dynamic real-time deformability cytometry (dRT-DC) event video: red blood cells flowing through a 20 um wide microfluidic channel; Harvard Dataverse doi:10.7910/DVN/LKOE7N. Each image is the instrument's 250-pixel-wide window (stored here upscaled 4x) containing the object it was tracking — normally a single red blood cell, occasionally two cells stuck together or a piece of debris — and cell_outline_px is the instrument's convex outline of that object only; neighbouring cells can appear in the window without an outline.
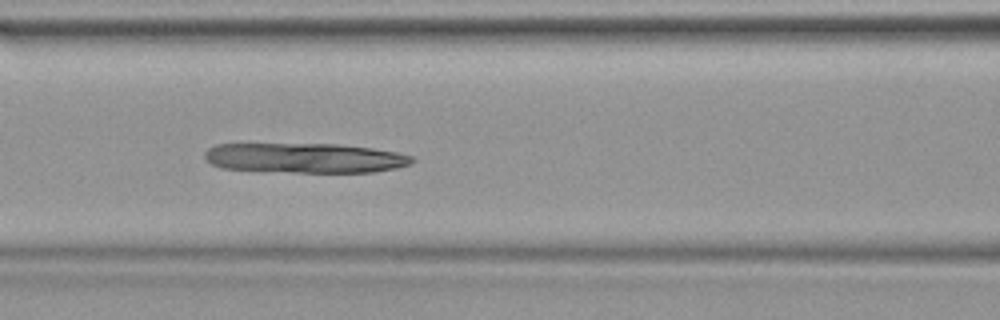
{"species": "common noctule bat (a hibernating species)", "species_latin": "Nyctalus noctula", "temperature_condition": "warm", "stored_images_in_passage": 7, "camera_frame_rate_fps": 3000, "um_per_image_px": 0.085, "animal": {"sex": "female", "body_mass_g": 19.9}, "frame": {"image": 1, "passage_image": 7, "time_ms": 2.0, "image_size_px": [1000, 320], "cell_outline_px": [[416, 160], [412, 164], [396, 168], [376, 172], [296, 172], [220, 168], [204, 160], [204, 152], [208, 148], [216, 144], [336, 144], [372, 148], [396, 152], [412, 156]], "centroid_in_image_um": [25.92, 13.42], "position_along_channel_um": 140.7, "area_um2": 36.18}}